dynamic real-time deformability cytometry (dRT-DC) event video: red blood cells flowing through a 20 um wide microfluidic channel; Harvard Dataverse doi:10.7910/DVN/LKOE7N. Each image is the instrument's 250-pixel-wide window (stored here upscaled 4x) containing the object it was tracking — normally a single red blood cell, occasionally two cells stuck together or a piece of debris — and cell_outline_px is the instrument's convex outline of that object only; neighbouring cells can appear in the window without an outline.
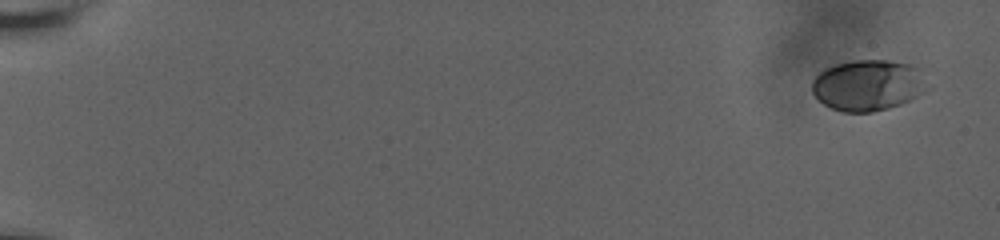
{"species": "human", "species_latin": "Homo sapiens", "temperature_condition": "room temperature", "stored_images_in_passage": 59, "camera_frame_rate_fps": 3000, "um_per_image_px": 0.085, "donor": {"sex": "male"}, "frame": {"image": 1, "passage_image": 1, "time_ms": 0.0, "image_size_px": [1000, 240], "cell_outline_px": [[932, 88], [900, 104], [888, 108], [872, 112], [844, 112], [832, 108], [824, 104], [812, 92], [812, 80], [824, 68], [836, 64], [852, 60], [888, 60], [908, 64], [916, 68]], "centroid_in_image_um": [73.78, 7.24], "position_along_channel_um": 11.2, "area_um2": 34.22}}
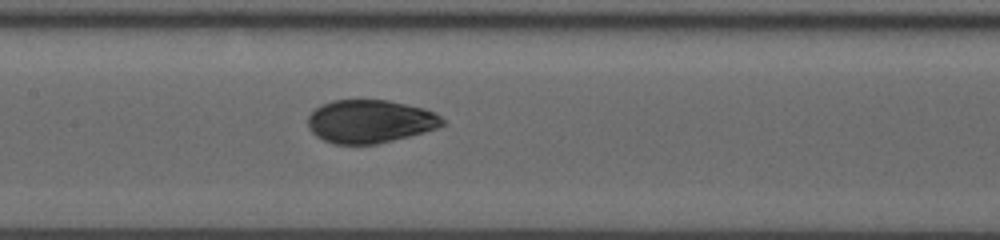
{"frame": {"image": 2, "passage_image": 31, "time_ms": 10.0, "image_size_px": [1000, 240], "cell_outline_px": [[444, 124], [436, 128], [424, 132], [376, 144], [336, 144], [324, 140], [316, 136], [308, 128], [308, 116], [320, 104], [332, 100], [388, 100], [424, 108], [436, 112], [444, 120]], "centroid_in_image_um": [31.44, 10.31], "position_along_channel_um": 176.0, "area_um2": 33.81}}
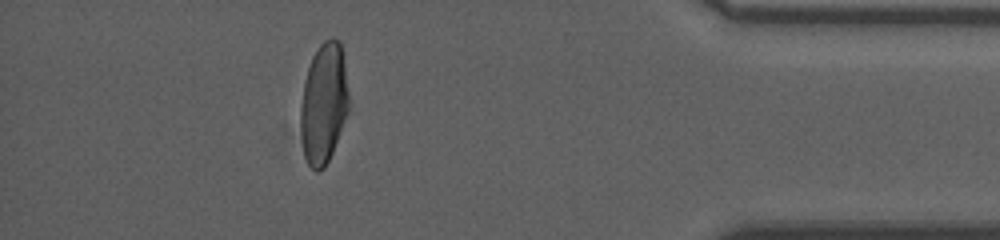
{"frame": {"image": 3, "passage_image": 53, "time_ms": 17.333, "image_size_px": [1000, 240], "cell_outline_px": [[348, 112], [332, 152], [324, 168], [316, 172], [308, 164], [304, 156], [300, 128], [300, 104], [304, 84], [308, 68], [312, 56], [320, 44], [324, 40], [340, 40], [344, 64], [348, 92]], "centroid_in_image_um": [27.5, 8.81], "position_along_channel_um": 407.7, "area_um2": 33.58}, "authors_computed_cell_mechanics": {"area_um2": 34.2176, "velocity_mm_per_s": 3.6614, "shape_relaxation_time_tau1_ms": 9.3349, "shape_relaxation_time_tau2_ms": 0.8963, "deformation_change_tau1": 0.2452, "deformation_change_tau2": 0.0509}}